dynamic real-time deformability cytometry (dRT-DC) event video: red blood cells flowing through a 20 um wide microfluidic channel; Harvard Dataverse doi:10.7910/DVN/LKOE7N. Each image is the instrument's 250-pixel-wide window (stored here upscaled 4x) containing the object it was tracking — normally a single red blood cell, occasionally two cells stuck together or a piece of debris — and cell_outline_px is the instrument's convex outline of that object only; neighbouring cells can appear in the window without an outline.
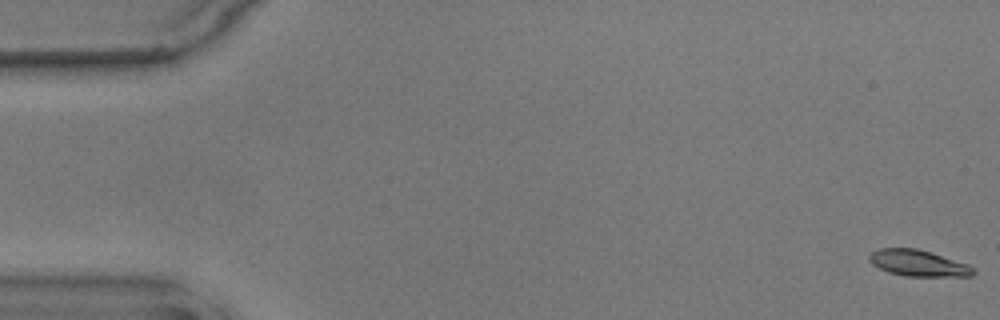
{"species": "common noctule bat (a hibernating species)", "species_latin": "Nyctalus noctula", "temperature_condition": "warm", "stored_images_in_passage": 17, "camera_frame_rate_fps": 3000, "um_per_image_px": 0.085, "animal": {"sex": "male", "body_mass_g": 17.9}, "frame": {"image": 1, "passage_image": 1, "time_ms": 0.0, "image_size_px": [1000, 320], "cell_outline_px": [[976, 272], [972, 276], [904, 276], [888, 272], [872, 264], [868, 260], [868, 256], [872, 252], [880, 248], [916, 248], [932, 252], [968, 264]], "centroid_in_image_um": [78.04, 22.36], "position_along_channel_um": 7.0, "area_um2": 15.95}}
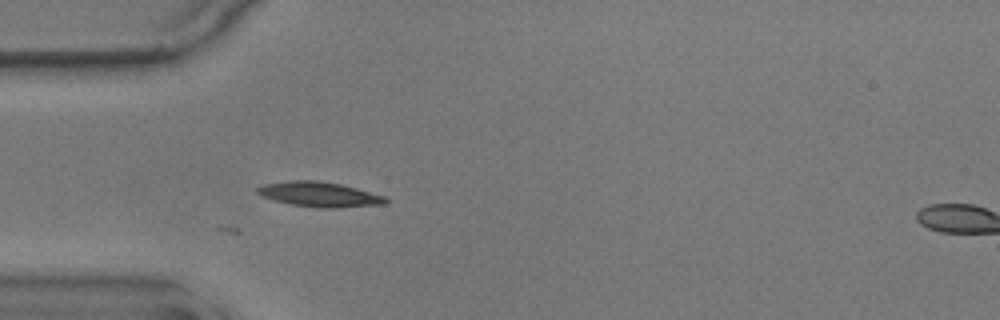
{"frame": {"image": 2, "passage_image": 17, "time_ms": 5.333, "image_size_px": [1000, 320], "cell_outline_px": [[388, 200], [384, 204], [340, 208], [316, 208], [292, 204], [260, 196], [256, 192], [256, 188], [264, 184], [288, 180], [316, 180], [340, 184], [356, 188], [384, 196]], "centroid_in_image_um": [27.12, 16.52], "position_along_channel_um": 57.9, "area_um2": 18.61}}